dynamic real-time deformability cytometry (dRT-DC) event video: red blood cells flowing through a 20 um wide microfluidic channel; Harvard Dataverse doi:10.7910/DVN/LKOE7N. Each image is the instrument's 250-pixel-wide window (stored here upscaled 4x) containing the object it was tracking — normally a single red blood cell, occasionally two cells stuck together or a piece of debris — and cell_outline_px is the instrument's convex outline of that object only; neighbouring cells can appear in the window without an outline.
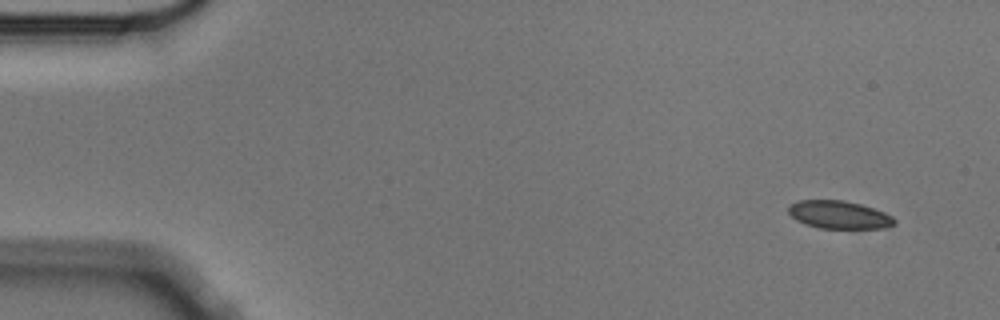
{"species": "Egyptian fruit bat (a non-hibernating species)", "species_latin": "Rousettus aegyptiacus", "temperature_condition": "cold", "stored_images_in_passage": 10, "camera_frame_rate_fps": 3000, "um_per_image_px": 0.085, "animal": {"sex": "male"}, "frame": {"image": 1, "passage_image": 1, "time_ms": 0.0, "image_size_px": [1000, 320], "cell_outline_px": [[896, 220], [892, 224], [884, 228], [820, 228], [804, 224], [796, 220], [788, 212], [788, 204], [796, 200], [844, 200], [860, 204], [884, 212], [892, 216]], "centroid_in_image_um": [71.26, 18.24], "position_along_channel_um": 13.7, "area_um2": 17.22}}
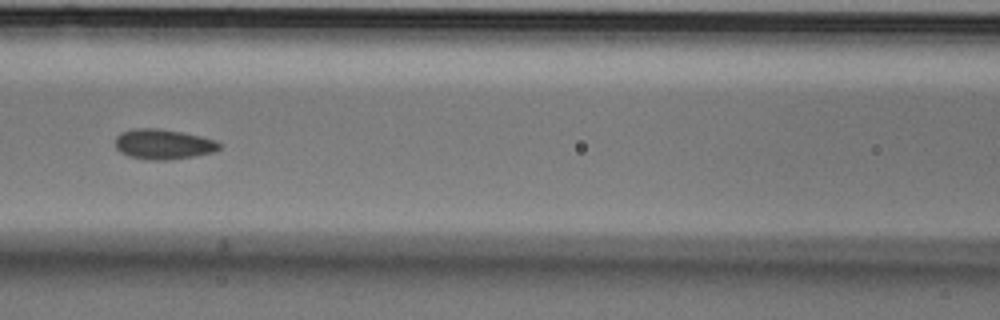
{"frame": {"image": 2, "passage_image": 6, "time_ms": 1.667, "image_size_px": [1000, 320], "cell_outline_px": [[220, 148], [212, 152], [196, 156], [168, 160], [152, 160], [128, 156], [120, 152], [116, 148], [116, 136], [120, 132], [136, 128], [160, 128], [184, 132], [216, 140], [220, 144]], "centroid_in_image_um": [13.87, 12.25], "position_along_channel_um": 152.7, "area_um2": 18.38}}
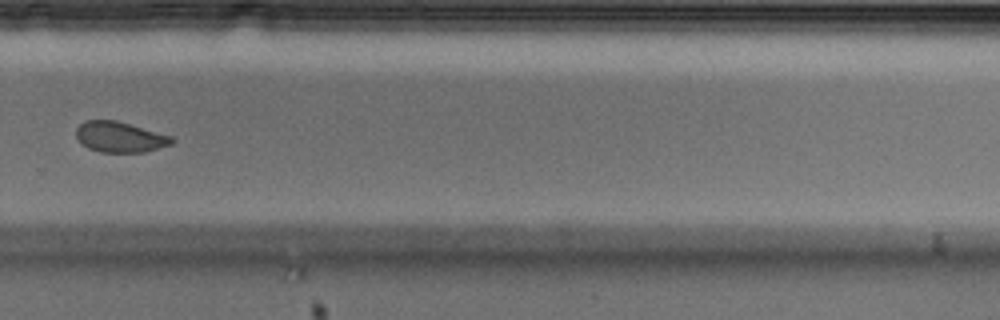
{"frame": {"image": 3, "passage_image": 10, "time_ms": 3.0, "image_size_px": [1000, 320], "cell_outline_px": [[176, 140], [172, 144], [144, 152], [100, 152], [88, 148], [76, 136], [76, 128], [84, 120], [116, 120], [172, 136]], "centroid_in_image_um": [10.2, 11.64], "position_along_channel_um": 319.6, "area_um2": 16.99}}